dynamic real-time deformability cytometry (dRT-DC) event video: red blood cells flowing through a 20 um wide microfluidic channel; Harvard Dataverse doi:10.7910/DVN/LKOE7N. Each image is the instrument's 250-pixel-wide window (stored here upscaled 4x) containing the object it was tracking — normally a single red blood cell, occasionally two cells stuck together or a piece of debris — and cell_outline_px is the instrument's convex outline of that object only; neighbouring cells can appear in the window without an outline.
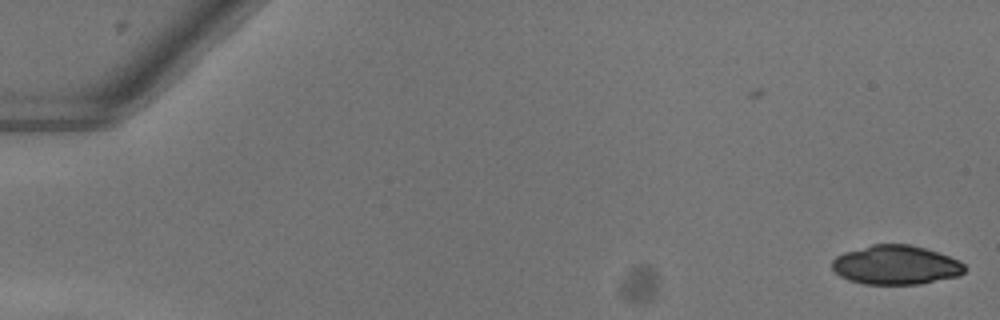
{"species": "common noctule bat (a hibernating species)", "species_latin": "Nyctalus noctula", "temperature_condition": "warm", "stored_images_in_passage": 51, "camera_frame_rate_fps": 3000, "um_per_image_px": 0.085, "animal": {"sex": "female"}, "frame": {"image": 1, "passage_image": 1, "time_ms": 0.0, "image_size_px": [1000, 320], "cell_outline_px": [[968, 268], [960, 276], [920, 284], [864, 284], [848, 280], [840, 276], [832, 268], [832, 260], [836, 256], [844, 252], [872, 244], [912, 244], [960, 260]], "centroid_in_image_um": [76.16, 22.53], "position_along_channel_um": 8.8, "area_um2": 30.46}}